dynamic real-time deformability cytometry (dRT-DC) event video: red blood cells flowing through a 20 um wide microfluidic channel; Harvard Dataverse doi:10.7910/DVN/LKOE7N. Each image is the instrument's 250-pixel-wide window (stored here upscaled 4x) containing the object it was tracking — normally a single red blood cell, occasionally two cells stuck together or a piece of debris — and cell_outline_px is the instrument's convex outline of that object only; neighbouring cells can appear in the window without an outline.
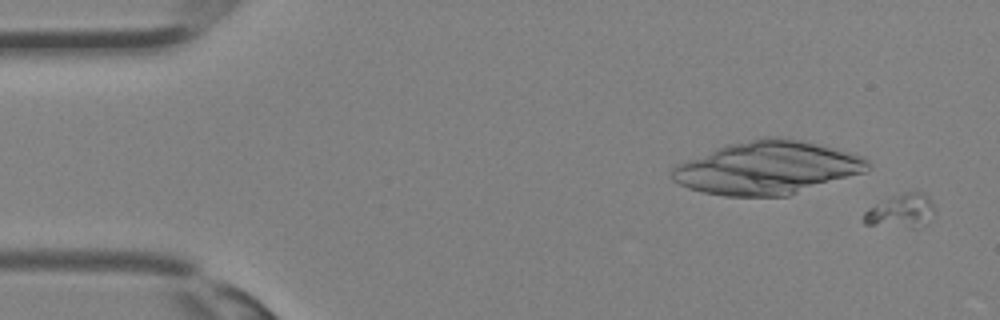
{"species": "Egyptian fruit bat (a non-hibernating species)", "species_latin": "Rousettus aegyptiacus", "temperature_condition": "room temperature", "stored_images_in_passage": 35, "camera_frame_rate_fps": 3000, "um_per_image_px": 0.085, "animal": {"sex": "female"}, "frame": {"image": 1, "passage_image": 1, "time_ms": 0.0, "image_size_px": [1000, 320], "cell_outline_px": [[932, 212], [916, 228], [912, 228], [864, 224], [864, 212], [868, 208], [892, 196], [904, 192], [924, 192], [928, 196], [932, 204]], "centroid_in_image_um": [76.52, 17.91], "position_along_channel_um": 8.5, "area_um2": 13.35}}
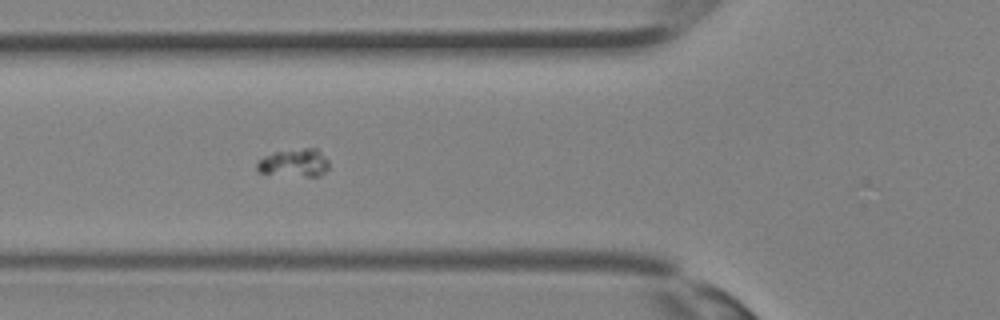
{"frame": {"image": 2, "passage_image": 13, "time_ms": 4.0, "image_size_px": [1000, 320], "cell_outline_px": [[328, 168], [320, 176], [308, 176], [256, 172], [256, 164], [264, 156], [272, 152], [304, 148], [316, 148], [328, 160]], "centroid_in_image_um": [25.0, 13.83], "position_along_channel_um": 100.8, "area_um2": 11.56}}
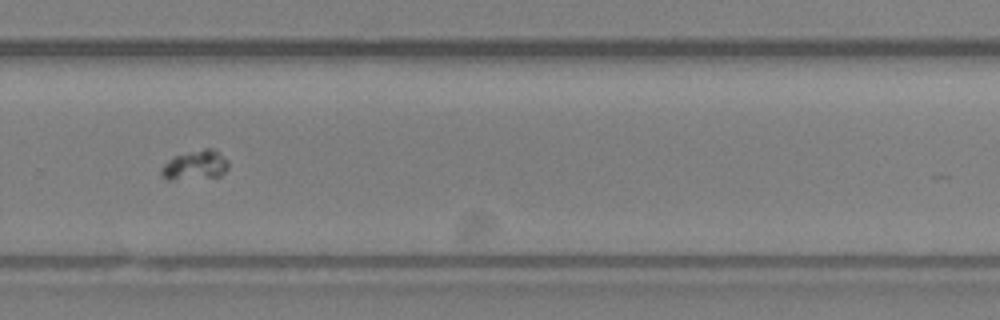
{"frame": {"image": 3, "passage_image": 24, "time_ms": 7.667, "image_size_px": [1000, 320], "cell_outline_px": [[228, 168], [220, 176], [172, 180], [168, 180], [160, 172], [160, 168], [172, 156], [204, 148], [216, 148], [228, 160]], "centroid_in_image_um": [16.61, 14.02], "position_along_channel_um": 313.2, "area_um2": 11.68}}